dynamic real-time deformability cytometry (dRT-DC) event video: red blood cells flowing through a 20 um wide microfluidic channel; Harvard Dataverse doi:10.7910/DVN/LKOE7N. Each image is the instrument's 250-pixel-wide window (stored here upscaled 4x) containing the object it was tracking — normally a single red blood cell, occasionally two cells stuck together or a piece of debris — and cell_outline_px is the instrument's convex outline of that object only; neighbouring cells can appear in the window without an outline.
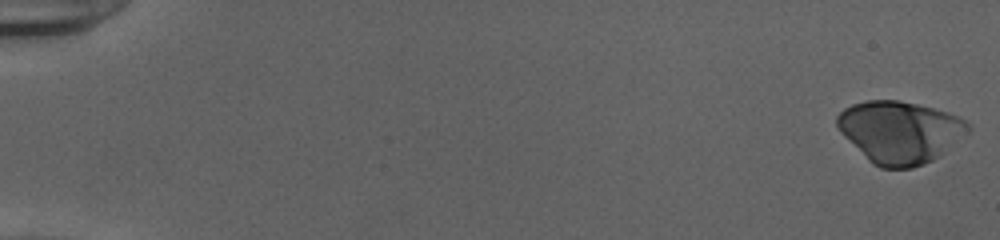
{"species": "human", "species_latin": "Homo sapiens", "temperature_condition": "cold", "stored_images_in_passage": 54, "camera_frame_rate_fps": 3000, "um_per_image_px": 0.085, "donor": {"sex": "female"}, "frame": {"image": 1, "passage_image": 1, "time_ms": 0.0, "image_size_px": [1000, 240], "cell_outline_px": [[972, 128], [968, 132], [940, 156], [924, 164], [912, 168], [880, 168], [872, 164], [840, 132], [836, 124], [836, 116], [844, 108], [852, 104], [868, 100], [900, 100], [948, 112], [972, 124]], "centroid_in_image_um": [76.49, 11.22], "position_along_channel_um": 8.5, "area_um2": 47.4}}
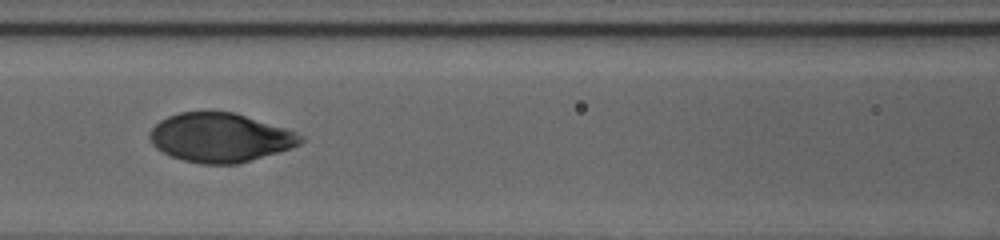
{"frame": {"image": 2, "passage_image": 26, "time_ms": 8.333, "image_size_px": [1000, 240], "cell_outline_px": [[304, 140], [300, 144], [292, 148], [236, 164], [200, 164], [184, 160], [172, 156], [156, 148], [152, 144], [148, 136], [148, 132], [160, 120], [176, 112], [208, 108], [232, 112], [284, 128], [296, 132], [304, 136]], "centroid_in_image_um": [18.66, 11.65], "position_along_channel_um": 147.9, "area_um2": 43.64}}
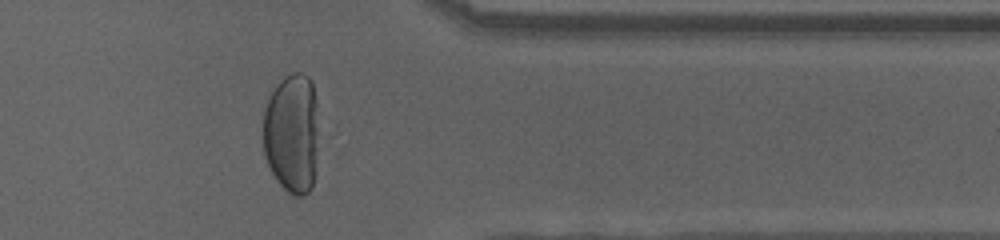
{"frame": {"image": 3, "passage_image": 45, "time_ms": 14.667, "image_size_px": [1000, 240], "cell_outline_px": [[316, 148], [312, 188], [304, 196], [292, 196], [276, 180], [264, 156], [264, 112], [268, 100], [276, 84], [280, 80], [292, 72], [300, 72], [308, 76], [312, 80], [316, 100]], "centroid_in_image_um": [24.8, 11.32], "position_along_channel_um": 386.6, "area_um2": 38.61}, "authors_computed_cell_mechanics": {"area_um2": 45.2574, "velocity_mm_per_s": 3.8742, "shape_relaxation_time_tau1_ms": 4.4224, "shape_relaxation_time_tau2_ms": null, "deformation_change_tau1": 0.2289, "deformation_change_tau2": null}}